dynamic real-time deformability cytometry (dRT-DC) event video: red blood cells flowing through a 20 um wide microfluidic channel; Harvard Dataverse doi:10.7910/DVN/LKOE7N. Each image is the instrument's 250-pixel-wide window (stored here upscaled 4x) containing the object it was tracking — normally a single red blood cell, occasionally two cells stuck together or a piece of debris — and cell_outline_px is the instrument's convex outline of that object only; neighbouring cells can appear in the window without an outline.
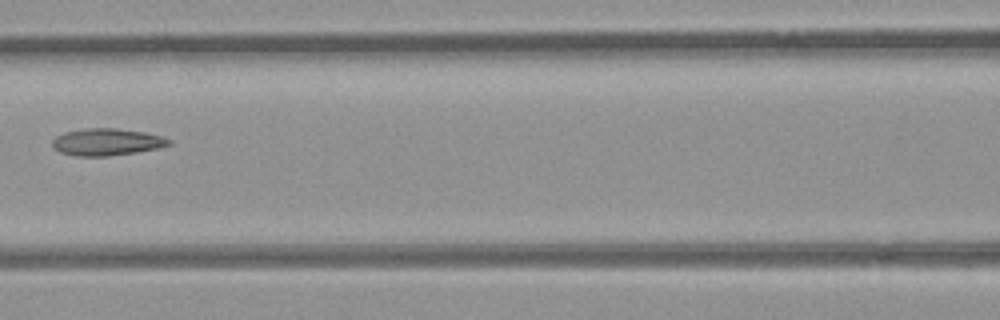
{"species": "common noctule bat (a hibernating species)", "species_latin": "Nyctalus noctula", "temperature_condition": "room temperature", "stored_images_in_passage": 7, "camera_frame_rate_fps": 3000, "um_per_image_px": 0.085, "animal": {"sex": "female", "body_mass_g": 21.9}, "frame": {"image": 1, "passage_image": 6, "time_ms": 6.0, "image_size_px": [1000, 320], "cell_outline_px": [[172, 144], [156, 148], [136, 152], [108, 156], [76, 156], [60, 152], [52, 144], [52, 140], [56, 136], [64, 132], [88, 128], [116, 128], [144, 132], [160, 136], [172, 140]], "centroid_in_image_um": [9.07, 12.06], "position_along_channel_um": 157.5, "area_um2": 18.21}}
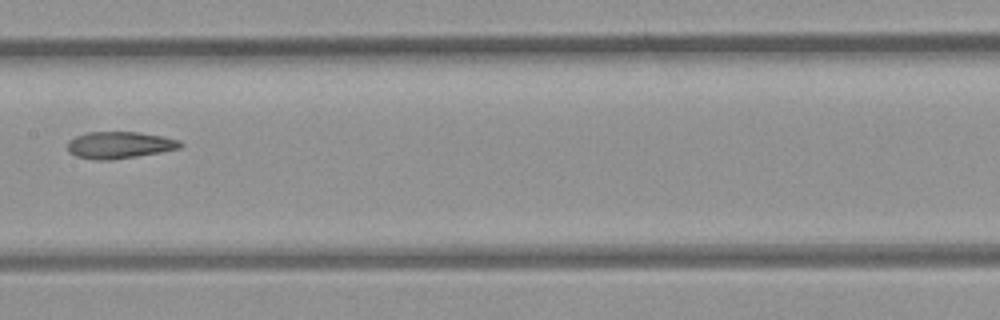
{"frame": {"image": 2, "passage_image": 7, "time_ms": 7.0, "image_size_px": [1000, 320], "cell_outline_px": [[184, 144], [180, 148], [160, 152], [112, 160], [96, 160], [76, 156], [68, 152], [68, 140], [76, 136], [88, 132], [136, 132], [160, 136], [180, 140]], "centroid_in_image_um": [10.14, 12.33], "position_along_channel_um": 197.3, "area_um2": 17.57}}